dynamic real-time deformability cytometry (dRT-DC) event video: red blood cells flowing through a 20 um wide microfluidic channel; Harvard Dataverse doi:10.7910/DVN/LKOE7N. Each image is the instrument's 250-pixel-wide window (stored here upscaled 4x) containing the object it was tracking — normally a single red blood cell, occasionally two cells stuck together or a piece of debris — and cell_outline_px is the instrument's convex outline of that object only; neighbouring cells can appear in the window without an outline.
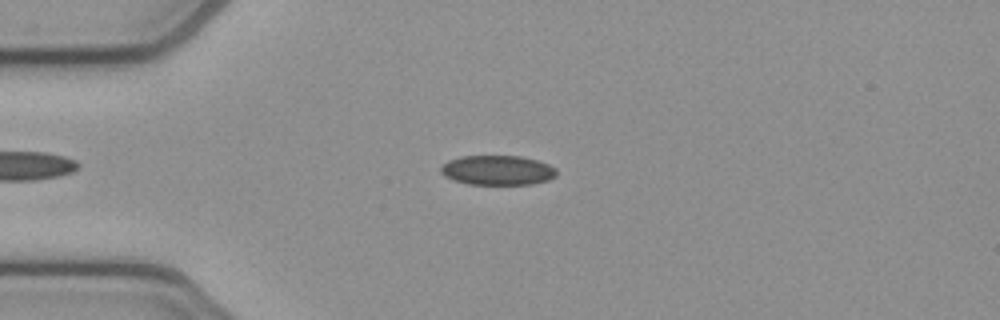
{"species": "common noctule bat (a hibernating species)", "species_latin": "Nyctalus noctula", "temperature_condition": "cold", "stored_images_in_passage": 45, "camera_frame_rate_fps": 3000, "um_per_image_px": 0.085, "animal": {"sex": "female", "body_mass_g": 21.9}, "frame": {"image": 1, "passage_image": 5, "time_ms": 1.333, "image_size_px": [1000, 320], "cell_outline_px": [[556, 176], [548, 180], [532, 184], [468, 184], [452, 180], [444, 176], [440, 172], [440, 168], [448, 160], [460, 156], [520, 156], [536, 160], [548, 164], [556, 168]], "centroid_in_image_um": [42.27, 14.47], "position_along_channel_um": 42.7, "area_um2": 20.06}}
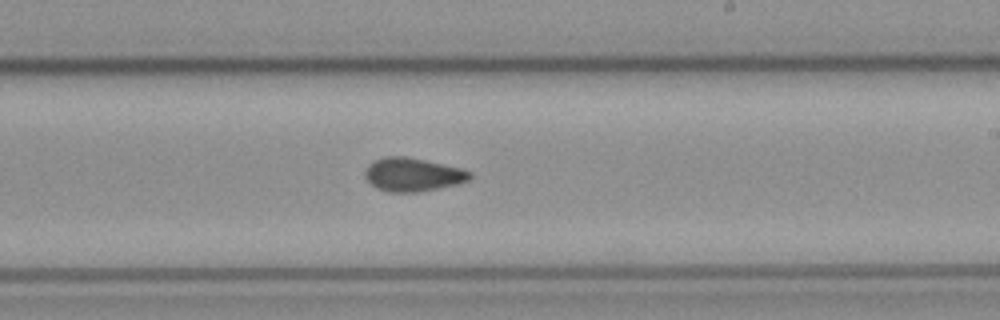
{"frame": {"image": 2, "passage_image": 23, "time_ms": 7.333, "image_size_px": [1000, 320], "cell_outline_px": [[472, 176], [468, 180], [460, 184], [416, 192], [388, 192], [376, 188], [364, 176], [364, 172], [368, 164], [384, 156], [404, 156], [424, 160], [460, 168], [472, 172]], "centroid_in_image_um": [35.08, 14.84], "position_along_channel_um": 253.9, "area_um2": 20.4}}
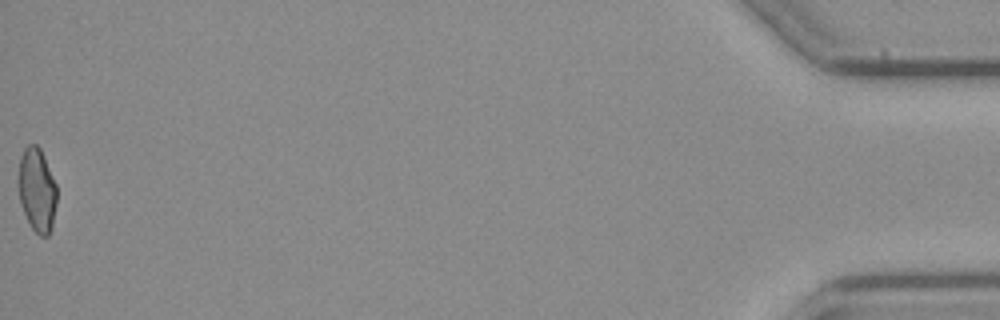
{"frame": {"image": 3, "passage_image": 45, "time_ms": 14.667, "image_size_px": [1000, 320], "cell_outline_px": [[56, 204], [52, 228], [48, 236], [40, 236], [32, 228], [20, 204], [16, 180], [20, 156], [24, 148], [28, 144], [36, 144], [40, 148], [44, 156], [56, 184]], "centroid_in_image_um": [3.11, 16.12], "position_along_channel_um": 432.1, "area_um2": 19.13}, "authors_computed_cell_mechanics": {"area_um2": 20.1144, "velocity_mm_per_s": 3.8748, "shape_relaxation_time_tau1_ms": null, "shape_relaxation_time_tau2_ms": 3.1343, "deformation_change_tau1": null, "deformation_change_tau2": 0.0936}}